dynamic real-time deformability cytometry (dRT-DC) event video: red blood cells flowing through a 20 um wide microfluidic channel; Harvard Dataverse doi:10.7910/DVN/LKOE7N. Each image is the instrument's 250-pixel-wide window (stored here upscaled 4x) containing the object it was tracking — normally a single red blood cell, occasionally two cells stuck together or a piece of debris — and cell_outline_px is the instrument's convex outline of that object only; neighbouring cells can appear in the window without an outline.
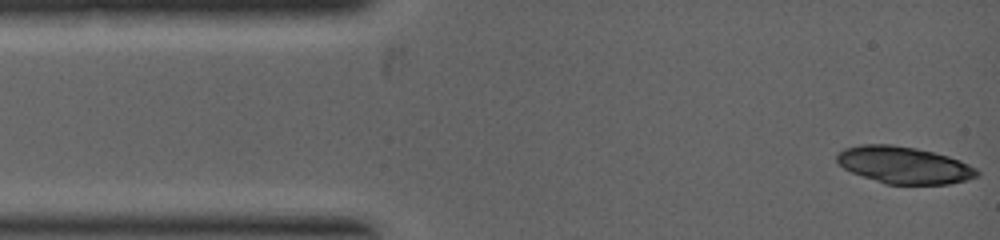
{"species": "common noctule bat (a hibernating species)", "species_latin": "Nyctalus noctula", "temperature_condition": "warm", "stored_images_in_passage": 6, "camera_frame_rate_fps": 5000, "um_per_image_px": 0.085, "animal": {"sex": "female", "body_mass_g": 19.0, "forearm_length_mm": 53.3}, "frame": {"image": 1, "passage_image": 1, "time_ms": 0.0, "image_size_px": [1000, 240], "cell_outline_px": [[980, 176], [968, 180], [948, 184], [884, 184], [852, 172], [844, 168], [836, 160], [836, 156], [844, 148], [864, 144], [892, 144], [916, 148], [948, 156], [968, 164], [976, 168], [980, 172]], "centroid_in_image_um": [76.86, 14.04], "position_along_channel_um": 8.1, "area_um2": 30.17}}